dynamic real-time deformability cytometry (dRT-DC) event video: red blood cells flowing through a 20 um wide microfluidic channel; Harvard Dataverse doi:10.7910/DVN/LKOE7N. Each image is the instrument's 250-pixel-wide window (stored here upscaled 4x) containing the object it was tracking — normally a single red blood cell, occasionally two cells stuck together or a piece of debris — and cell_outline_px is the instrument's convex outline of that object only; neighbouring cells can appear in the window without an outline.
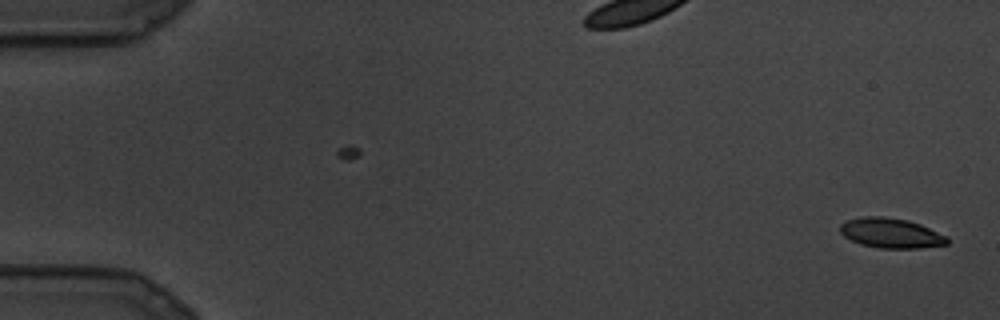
{"species": "common noctule bat (a hibernating species)", "species_latin": "Nyctalus noctula", "temperature_condition": "cold", "stored_images_in_passage": 3, "camera_frame_rate_fps": 3000, "um_per_image_px": 0.085, "animal": {"sex": "male", "body_mass_g": 19.5, "forearm_length_mm": 54.6}, "frame": {"image": 1, "passage_image": 3, "time_ms": 0.667, "image_size_px": [1000, 320], "cell_outline_px": [[948, 244], [920, 248], [880, 248], [860, 244], [844, 236], [840, 232], [840, 224], [848, 220], [860, 216], [884, 216], [908, 220], [920, 224], [948, 236]], "centroid_in_image_um": [75.74, 19.8], "position_along_channel_um": 9.3, "area_um2": 18.73}}